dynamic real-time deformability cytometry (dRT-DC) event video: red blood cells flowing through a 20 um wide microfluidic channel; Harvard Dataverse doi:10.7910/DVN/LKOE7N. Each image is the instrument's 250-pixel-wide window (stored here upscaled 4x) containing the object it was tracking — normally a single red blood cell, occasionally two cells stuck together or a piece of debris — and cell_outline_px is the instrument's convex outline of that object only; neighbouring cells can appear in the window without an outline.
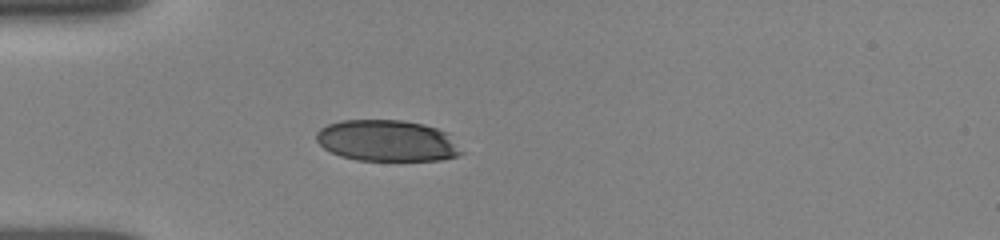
{"species": "human", "species_latin": "Homo sapiens", "temperature_condition": "room temperature", "stored_images_in_passage": 10, "camera_frame_rate_fps": 3000, "um_per_image_px": 0.085, "donor": {"sex": "female"}, "frame": {"image": 1, "passage_image": 1, "time_ms": 0.0, "image_size_px": [1000, 240], "cell_outline_px": [[464, 152], [456, 156], [440, 160], [356, 160], [340, 156], [324, 148], [316, 140], [316, 132], [320, 128], [328, 124], [344, 120], [400, 120], [424, 124], [448, 132]], "centroid_in_image_um": [32.91, 11.96], "position_along_channel_um": 52.1, "area_um2": 34.97}}
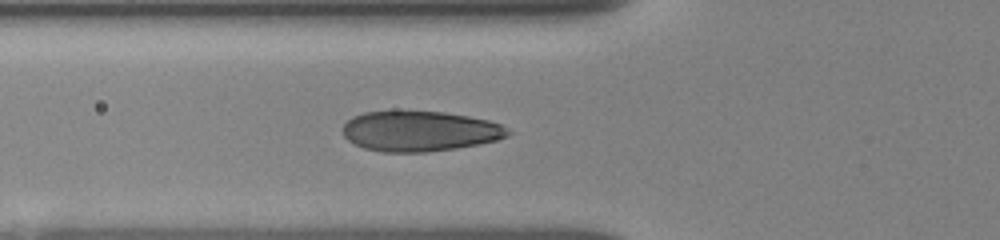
{"frame": {"image": 2, "passage_image": 7, "time_ms": 1.333, "image_size_px": [1000, 240], "cell_outline_px": [[512, 132], [508, 136], [496, 140], [480, 144], [456, 148], [428, 152], [380, 152], [364, 148], [348, 140], [344, 136], [344, 124], [352, 116], [364, 112], [396, 108], [444, 112], [468, 116], [488, 120], [500, 124]], "centroid_in_image_um": [35.65, 11.11], "position_along_channel_um": 90.2, "area_um2": 39.71}}